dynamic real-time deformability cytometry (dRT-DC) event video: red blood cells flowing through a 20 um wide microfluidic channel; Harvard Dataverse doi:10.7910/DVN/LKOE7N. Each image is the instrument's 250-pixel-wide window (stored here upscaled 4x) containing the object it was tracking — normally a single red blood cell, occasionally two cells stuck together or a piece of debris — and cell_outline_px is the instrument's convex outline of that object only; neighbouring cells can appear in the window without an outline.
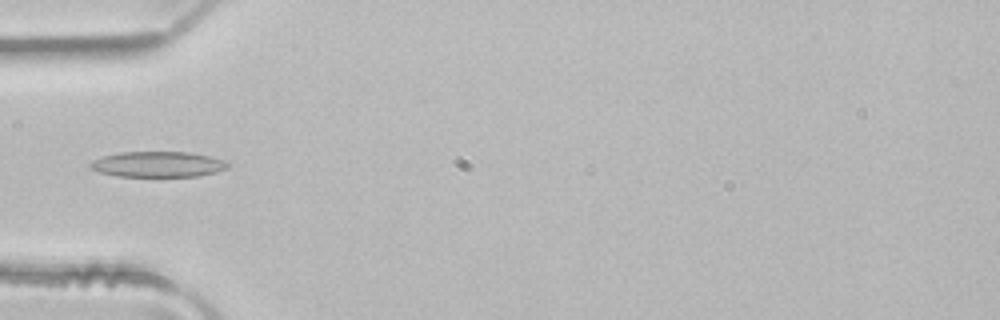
{"species": "common noctule bat (a hibernating species)", "species_latin": "Nyctalus noctula", "temperature_condition": "room temperature", "stored_images_in_passage": 4, "camera_frame_rate_fps": 3000, "um_per_image_px": 0.085, "animal": {"sex": "male", "body_mass_g": 21.5, "forearm_length_mm": 52.0}, "frame": {"image": 1, "passage_image": 4, "time_ms": 1.0, "image_size_px": [1000, 320], "cell_outline_px": [[228, 168], [216, 172], [200, 176], [116, 176], [100, 172], [88, 168], [88, 164], [92, 160], [104, 156], [120, 152], [188, 152], [208, 156], [224, 160], [228, 164]], "centroid_in_image_um": [13.39, 13.97], "position_along_channel_um": 71.6, "area_um2": 20.46}}